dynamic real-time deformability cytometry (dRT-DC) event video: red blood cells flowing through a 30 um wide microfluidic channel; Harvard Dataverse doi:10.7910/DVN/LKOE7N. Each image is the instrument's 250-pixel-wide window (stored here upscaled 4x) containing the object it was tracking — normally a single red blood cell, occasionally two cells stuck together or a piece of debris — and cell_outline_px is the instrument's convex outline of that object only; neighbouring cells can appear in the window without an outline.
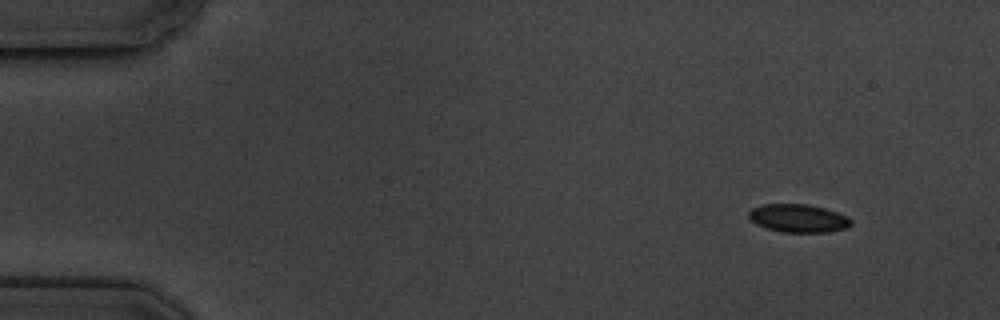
{"species": "common noctule bat (a hibernating species)", "species_latin": "Nyctalus noctula", "temperature_condition": "cold", "stored_images_in_passage": 4, "camera_frame_rate_fps": 3000, "um_per_image_px": 0.085, "animal": {"sex": "male", "body_mass_g": 19.5, "forearm_length_mm": 54.6}, "frame": {"image": 1, "passage_image": 1, "time_ms": 0.0, "image_size_px": [1000, 320], "cell_outline_px": [[852, 224], [848, 228], [828, 232], [780, 232], [764, 228], [756, 224], [748, 216], [748, 212], [752, 208], [764, 204], [808, 204], [824, 208], [848, 216], [852, 220]], "centroid_in_image_um": [67.87, 18.56], "position_along_channel_um": 17.1, "area_um2": 16.94}}
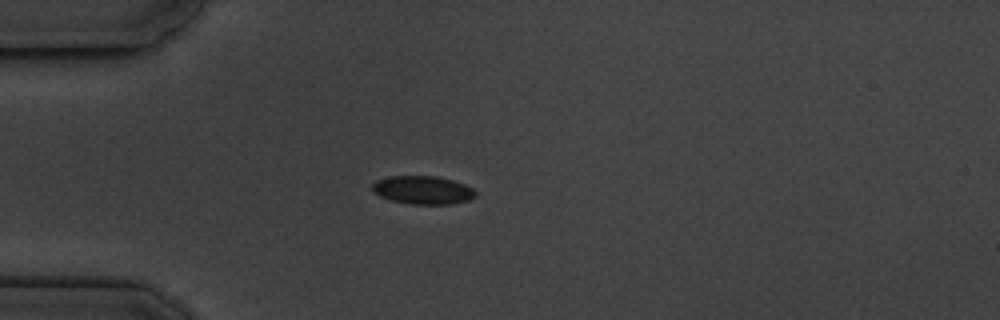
{"frame": {"image": 2, "passage_image": 4, "time_ms": 3.333, "image_size_px": [1000, 320], "cell_outline_px": [[476, 196], [468, 200], [452, 204], [408, 204], [392, 200], [380, 196], [372, 192], [372, 184], [376, 180], [388, 176], [436, 176], [452, 180], [464, 184], [472, 188], [476, 192]], "centroid_in_image_um": [35.92, 16.15], "position_along_channel_um": 49.1, "area_um2": 17.05}}